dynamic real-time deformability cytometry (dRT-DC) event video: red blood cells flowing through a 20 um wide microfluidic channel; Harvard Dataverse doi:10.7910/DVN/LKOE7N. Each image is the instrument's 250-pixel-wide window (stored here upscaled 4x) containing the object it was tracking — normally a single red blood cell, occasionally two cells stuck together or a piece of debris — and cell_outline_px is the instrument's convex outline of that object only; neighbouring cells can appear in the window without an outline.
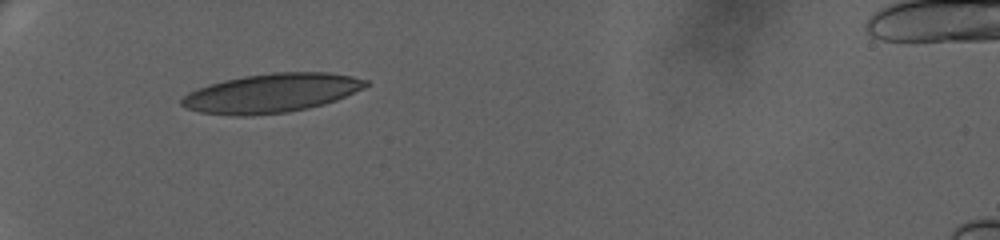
{"species": "human", "species_latin": "Homo sapiens", "temperature_condition": "warm", "stored_images_in_passage": 42, "camera_frame_rate_fps": 3000, "um_per_image_px": 0.085, "donor": {"sex": "female"}, "frame": {"image": 1, "passage_image": 1, "time_ms": 0.0, "image_size_px": [1000, 240], "cell_outline_px": [[368, 84], [364, 88], [336, 100], [324, 104], [308, 108], [288, 112], [252, 116], [236, 116], [200, 112], [188, 108], [180, 104], [180, 100], [184, 96], [200, 88], [212, 84], [244, 76], [276, 72], [328, 72], [352, 76], [368, 80]], "centroid_in_image_um": [23.13, 7.92], "position_along_channel_um": 61.9, "area_um2": 41.44}}
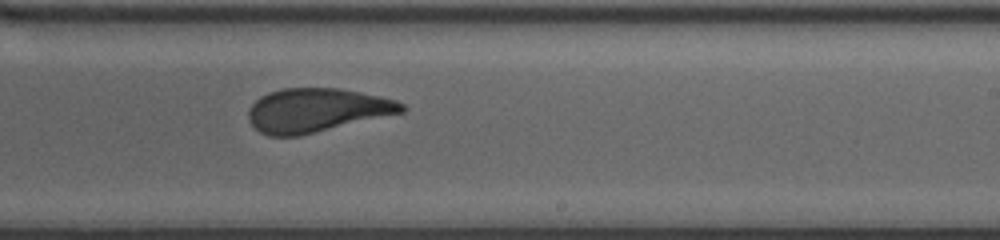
{"frame": {"image": 2, "passage_image": 21, "time_ms": 6.667, "image_size_px": [1000, 240], "cell_outline_px": [[404, 112], [300, 136], [268, 136], [260, 132], [248, 120], [248, 112], [252, 104], [260, 96], [268, 92], [284, 88], [340, 88], [360, 92], [396, 100], [404, 104]], "centroid_in_image_um": [26.89, 9.37], "position_along_channel_um": 262.1, "area_um2": 39.07}}
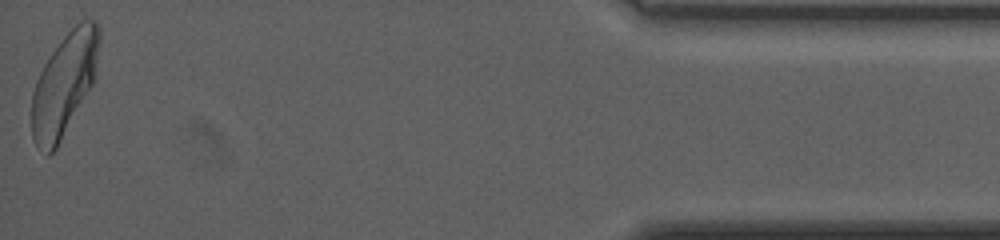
{"frame": {"image": 3, "passage_image": 42, "time_ms": 13.667, "image_size_px": [1000, 240], "cell_outline_px": [[100, 40], [96, 76], [92, 84], [56, 148], [48, 156], [32, 140], [32, 92], [36, 80], [44, 64], [52, 52], [64, 36], [80, 20], [96, 20], [100, 28]], "centroid_in_image_um": [5.47, 7.13], "position_along_channel_um": 429.7, "area_um2": 40.0}, "authors_computed_cell_mechanics": {"area_um2": 39.6219, "velocity_mm_per_s": 3.3198, "shape_relaxation_time_tau1_ms": 5.2466, "shape_relaxation_time_tau2_ms": 1.0942, "deformation_change_tau1": 0.1737, "deformation_change_tau2": 0.078}}